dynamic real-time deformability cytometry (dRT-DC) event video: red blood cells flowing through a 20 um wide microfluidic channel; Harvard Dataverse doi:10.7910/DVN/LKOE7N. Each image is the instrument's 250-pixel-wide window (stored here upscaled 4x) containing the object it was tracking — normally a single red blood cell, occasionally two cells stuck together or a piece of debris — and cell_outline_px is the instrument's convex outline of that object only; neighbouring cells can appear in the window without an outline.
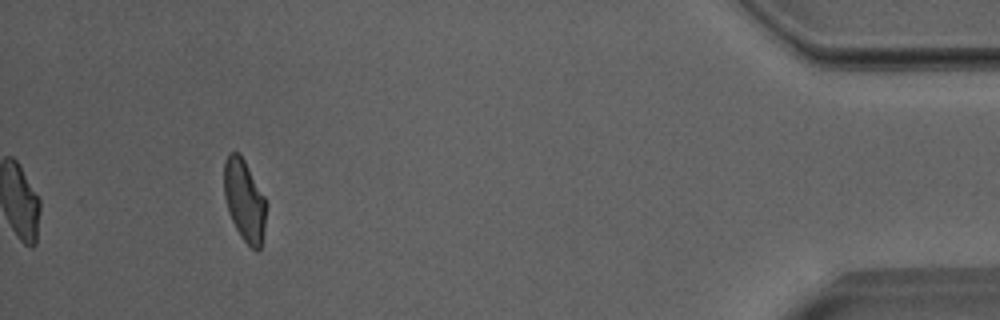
{"species": "Egyptian fruit bat (a non-hibernating species)", "species_latin": "Rousettus aegyptiacus", "temperature_condition": "room temperature", "stored_images_in_passage": 40, "camera_frame_rate_fps": 3000, "um_per_image_px": 0.085, "animal": {"sex": "male"}, "frame": {"image": 1, "passage_image": 40, "time_ms": 13.0, "image_size_px": [1000, 320], "cell_outline_px": [[268, 204], [264, 228], [260, 248], [256, 252], [240, 236], [228, 212], [224, 196], [224, 160], [228, 152], [240, 152], [264, 196]], "centroid_in_image_um": [20.77, 17.01], "position_along_channel_um": 414.4, "area_um2": 20.23}, "authors_computed_cell_mechanics": {"area_um2": 21.4438, "velocity_mm_per_s": 4.0092, "shape_relaxation_time_tau1_ms": 11.1549, "shape_relaxation_time_tau2_ms": 1.6676, "deformation_change_tau1": 0.242, "deformation_change_tau2": 0.0953}}